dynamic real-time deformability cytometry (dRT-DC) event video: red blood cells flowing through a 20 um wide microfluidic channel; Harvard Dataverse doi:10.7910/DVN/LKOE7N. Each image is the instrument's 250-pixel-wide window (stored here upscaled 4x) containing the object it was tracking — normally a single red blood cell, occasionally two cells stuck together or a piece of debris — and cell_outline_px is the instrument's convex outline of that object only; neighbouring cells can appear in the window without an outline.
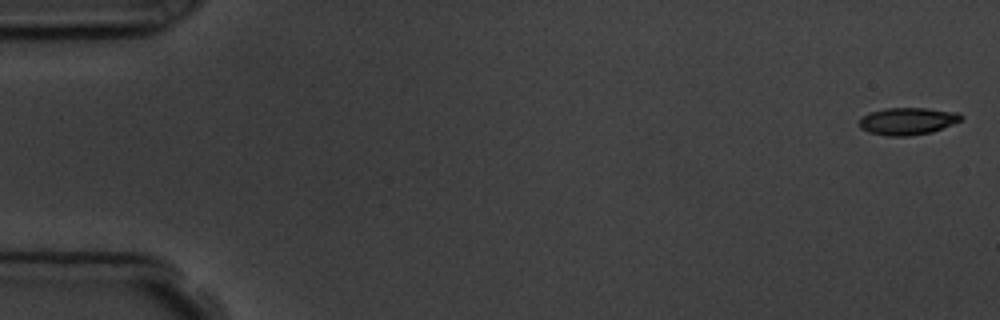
{"species": "common noctule bat (a hibernating species)", "species_latin": "Nyctalus noctula", "temperature_condition": "room temperature", "stored_images_in_passage": 3, "camera_frame_rate_fps": 3000, "um_per_image_px": 0.085, "animal": {"sex": "male", "body_mass_g": 19.5, "forearm_length_mm": 54.6}, "frame": {"image": 1, "passage_image": 1, "time_ms": 0.0, "image_size_px": [1000, 320], "cell_outline_px": [[964, 116], [960, 120], [932, 132], [908, 136], [888, 136], [868, 132], [860, 128], [860, 116], [868, 112], [884, 108], [928, 108], [960, 112]], "centroid_in_image_um": [77.12, 10.28], "position_along_channel_um": 7.9, "area_um2": 16.3}}